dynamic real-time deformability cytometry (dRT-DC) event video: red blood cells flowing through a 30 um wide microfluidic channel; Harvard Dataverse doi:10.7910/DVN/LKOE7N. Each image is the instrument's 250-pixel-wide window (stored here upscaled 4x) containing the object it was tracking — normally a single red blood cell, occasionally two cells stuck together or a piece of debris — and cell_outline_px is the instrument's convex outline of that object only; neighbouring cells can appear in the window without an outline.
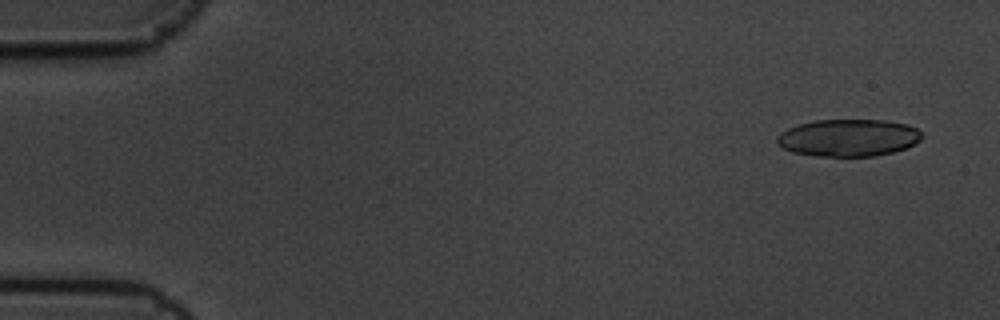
{"species": "common noctule bat (a hibernating species)", "species_latin": "Nyctalus noctula", "temperature_condition": "cold", "stored_images_in_passage": 5, "camera_frame_rate_fps": 3000, "um_per_image_px": 0.085, "animal": {"sex": "male", "body_mass_g": 19.5, "forearm_length_mm": 54.6}, "frame": {"image": 1, "passage_image": 1, "time_ms": 0.0, "image_size_px": [1000, 320], "cell_outline_px": [[924, 136], [920, 140], [908, 148], [876, 156], [812, 156], [792, 152], [784, 148], [776, 140], [776, 136], [780, 132], [788, 128], [800, 124], [816, 120], [884, 120], [908, 124], [916, 128]], "centroid_in_image_um": [72.13, 11.71], "position_along_channel_um": 12.9, "area_um2": 31.56}}